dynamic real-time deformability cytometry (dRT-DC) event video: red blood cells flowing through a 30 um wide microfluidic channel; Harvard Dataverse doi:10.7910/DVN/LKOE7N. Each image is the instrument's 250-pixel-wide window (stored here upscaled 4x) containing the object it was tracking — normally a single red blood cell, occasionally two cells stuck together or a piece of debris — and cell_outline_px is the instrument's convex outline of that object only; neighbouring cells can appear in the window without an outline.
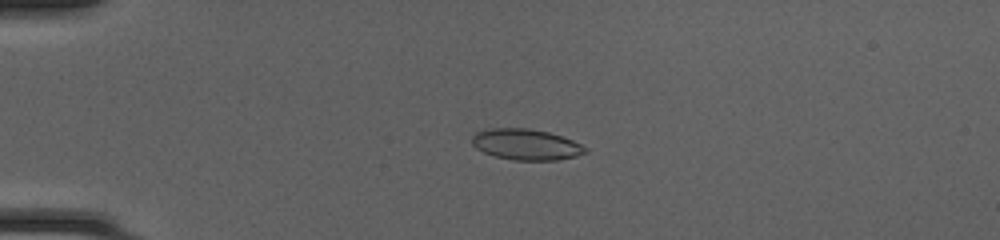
{"species": "common noctule bat (a hibernating species)", "species_latin": "Nyctalus noctula", "temperature_condition": "cold", "stored_images_in_passage": 51, "camera_frame_rate_fps": 3000, "um_per_image_px": 0.085, "animal": {"sex": "female", "body_mass_g": 20.0, "forearm_length_mm": 54.0}, "frame": {"image": 1, "passage_image": 14, "time_ms": 4.333, "image_size_px": [1000, 240], "cell_outline_px": [[588, 152], [576, 156], [556, 160], [512, 160], [496, 156], [484, 152], [476, 148], [472, 144], [472, 136], [476, 132], [492, 128], [528, 128], [548, 132], [572, 140], [588, 148]], "centroid_in_image_um": [44.72, 12.28], "position_along_channel_um": 40.3, "area_um2": 20.35}}
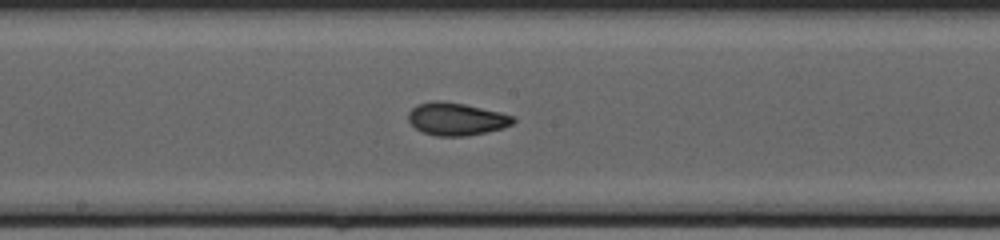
{"frame": {"image": 2, "passage_image": 29, "time_ms": 9.333, "image_size_px": [1000, 240], "cell_outline_px": [[516, 120], [512, 124], [504, 128], [468, 136], [436, 136], [420, 132], [408, 120], [408, 112], [416, 104], [432, 100], [440, 100], [464, 104], [500, 112], [516, 116]], "centroid_in_image_um": [38.78, 10.11], "position_along_channel_um": 209.4, "area_um2": 20.23}}
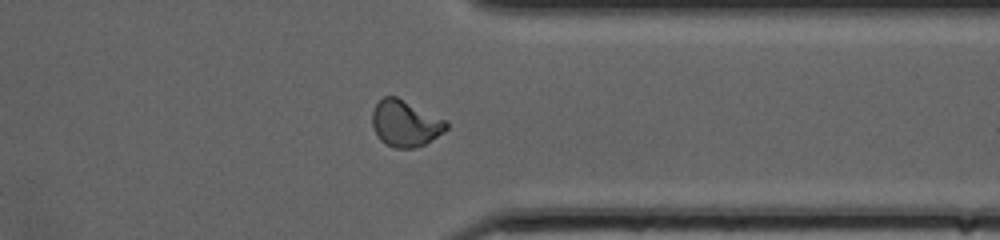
{"frame": {"image": 3, "passage_image": 41, "time_ms": 13.333, "image_size_px": [1000, 240], "cell_outline_px": [[448, 128], [444, 132], [424, 144], [416, 148], [396, 148], [384, 144], [380, 140], [372, 124], [372, 112], [376, 104], [384, 96], [396, 96], [448, 120]], "centroid_in_image_um": [34.47, 10.49], "position_along_channel_um": 376.9, "area_um2": 20.11}, "authors_computed_cell_mechanics": {"area_um2": 19.941, "velocity_mm_per_s": 4.2393, "shape_relaxation_time_tau1_ms": 4.198, "shape_relaxation_time_tau2_ms": 1.1164, "deformation_change_tau1": 0.1525, "deformation_change_tau2": 0.0581}}